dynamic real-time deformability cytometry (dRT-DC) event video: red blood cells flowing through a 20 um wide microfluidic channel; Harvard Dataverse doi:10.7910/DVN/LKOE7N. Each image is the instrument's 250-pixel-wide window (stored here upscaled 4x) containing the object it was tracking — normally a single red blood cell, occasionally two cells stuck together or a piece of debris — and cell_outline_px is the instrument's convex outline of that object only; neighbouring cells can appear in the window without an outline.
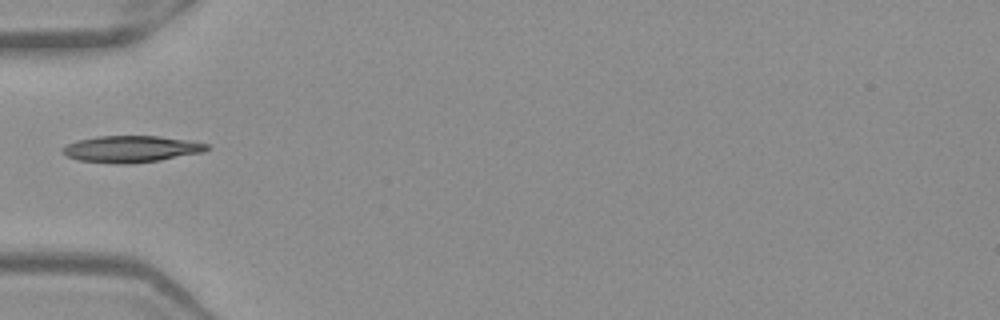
{"species": "Egyptian fruit bat (a non-hibernating species)", "species_latin": "Rousettus aegyptiacus", "temperature_condition": "warm", "stored_images_in_passage": 20, "camera_frame_rate_fps": 3000, "um_per_image_px": 0.085, "frame": {"image": 1, "passage_image": 1, "time_ms": 0.0, "image_size_px": [1000, 320], "cell_outline_px": [[208, 148], [204, 152], [160, 160], [132, 164], [116, 164], [76, 160], [64, 156], [60, 152], [60, 148], [76, 140], [96, 136], [160, 136], [188, 140], [208, 144]], "centroid_in_image_um": [11.07, 12.67], "position_along_channel_um": 73.9, "area_um2": 22.72}, "authors_computed_cell_mechanics": {"area_um2": 22.1952, "velocity_mm_per_s": 3.9369, "shape_relaxation_time_tau1_ms": 1.5791, "shape_relaxation_time_tau2_ms": 0.677, "deformation_change_tau1": 0.129, "deformation_change_tau2": 0.0489}}